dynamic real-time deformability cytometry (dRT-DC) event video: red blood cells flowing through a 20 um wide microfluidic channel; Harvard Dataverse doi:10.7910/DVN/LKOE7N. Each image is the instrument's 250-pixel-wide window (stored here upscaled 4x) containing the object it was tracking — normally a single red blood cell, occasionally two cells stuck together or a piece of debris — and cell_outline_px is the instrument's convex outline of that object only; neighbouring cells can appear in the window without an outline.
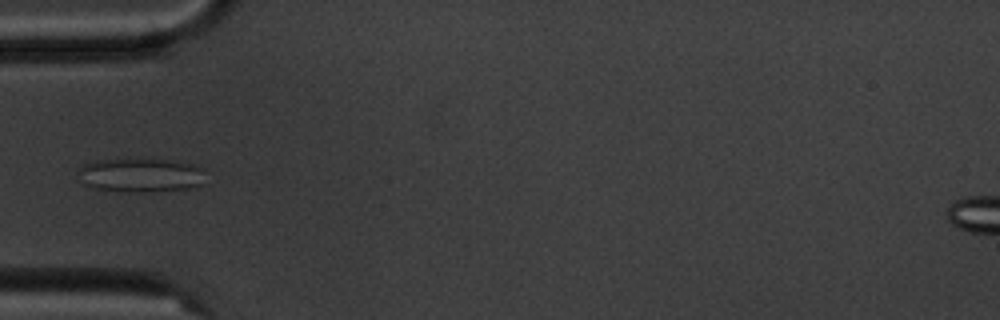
{"species": "common noctule bat (a hibernating species)", "species_latin": "Nyctalus noctula", "temperature_condition": "cold", "stored_images_in_passage": 5, "camera_frame_rate_fps": 3000, "um_per_image_px": 0.085, "animal": {"sex": "male", "body_mass_g": 20.1, "forearm_length_mm": 53.5}, "frame": {"image": 1, "passage_image": 5, "time_ms": 4.667, "image_size_px": [1000, 320], "cell_outline_px": [[204, 168], [200, 184], [188, 188], [152, 192], [136, 192], [96, 188], [84, 184], [80, 180], [80, 168], [84, 164], [96, 160], [136, 156], [144, 156], [192, 164]], "centroid_in_image_um": [11.93, 14.83], "position_along_channel_um": 73.1, "area_um2": 25.72}}